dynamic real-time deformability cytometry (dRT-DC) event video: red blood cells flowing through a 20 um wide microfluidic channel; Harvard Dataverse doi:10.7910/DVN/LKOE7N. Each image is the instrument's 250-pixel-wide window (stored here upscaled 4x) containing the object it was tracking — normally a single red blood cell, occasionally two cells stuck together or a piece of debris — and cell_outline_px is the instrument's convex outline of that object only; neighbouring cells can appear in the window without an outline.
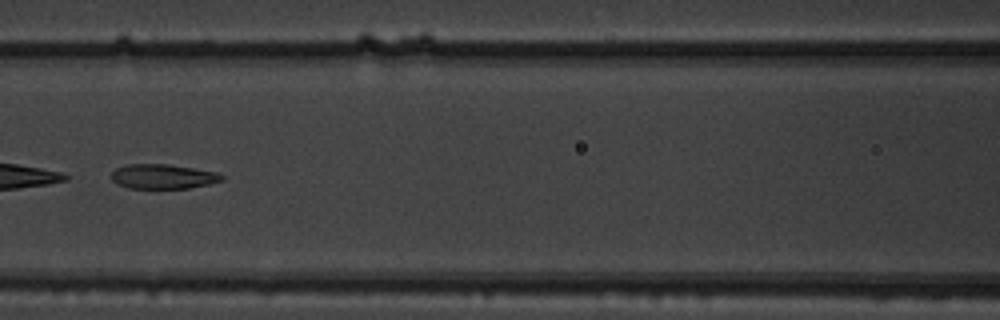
{"species": "common noctule bat (a hibernating species)", "species_latin": "Nyctalus noctula", "temperature_condition": "warm", "stored_images_in_passage": 10, "camera_frame_rate_fps": 3000, "um_per_image_px": 0.085, "animal": {"sex": "male", "body_mass_g": 19.5, "forearm_length_mm": 54.6}, "frame": {"image": 1, "passage_image": 7, "time_ms": 2.0, "image_size_px": [1000, 320], "cell_outline_px": [[224, 180], [208, 184], [188, 188], [128, 188], [116, 184], [112, 180], [112, 172], [116, 168], [128, 164], [168, 164], [216, 172], [224, 176]], "centroid_in_image_um": [13.83, 15.0], "position_along_channel_um": 152.8, "area_um2": 15.78}}
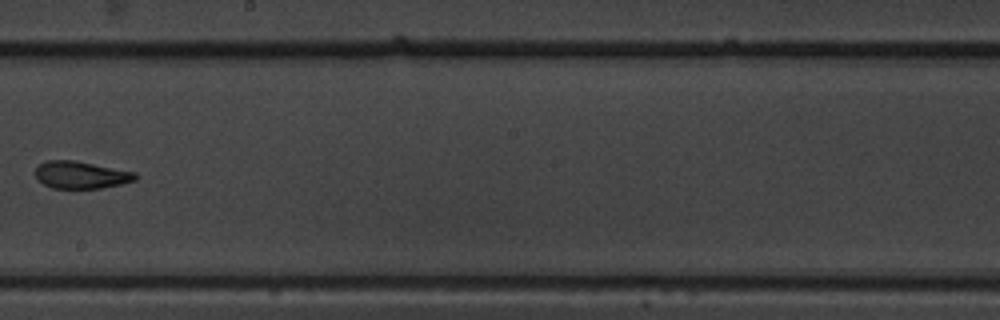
{"frame": {"image": 2, "passage_image": 9, "time_ms": 2.667, "image_size_px": [1000, 320], "cell_outline_px": [[140, 176], [136, 180], [120, 184], [100, 188], [52, 188], [36, 180], [36, 168], [44, 160], [76, 160], [136, 172]], "centroid_in_image_um": [6.9, 14.86], "position_along_channel_um": 241.3, "area_um2": 16.07}}
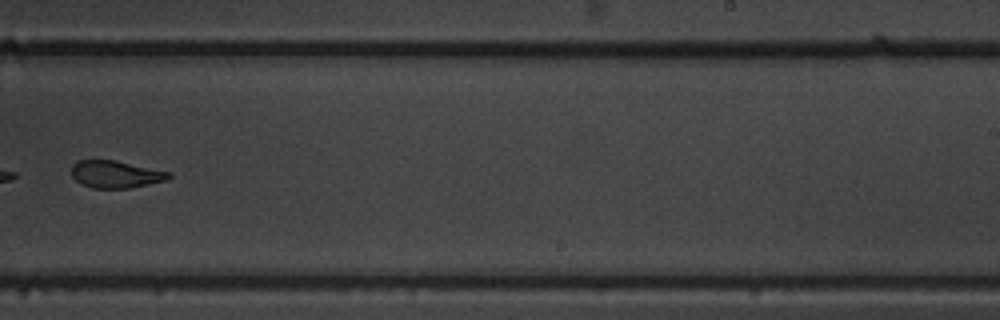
{"frame": {"image": 3, "passage_image": 10, "time_ms": 3.0, "image_size_px": [1000, 320], "cell_outline_px": [[172, 176], [168, 180], [132, 188], [92, 188], [80, 184], [72, 176], [72, 164], [76, 160], [116, 160], [168, 172]], "centroid_in_image_um": [9.81, 14.82], "position_along_channel_um": 279.2, "area_um2": 15.55}}